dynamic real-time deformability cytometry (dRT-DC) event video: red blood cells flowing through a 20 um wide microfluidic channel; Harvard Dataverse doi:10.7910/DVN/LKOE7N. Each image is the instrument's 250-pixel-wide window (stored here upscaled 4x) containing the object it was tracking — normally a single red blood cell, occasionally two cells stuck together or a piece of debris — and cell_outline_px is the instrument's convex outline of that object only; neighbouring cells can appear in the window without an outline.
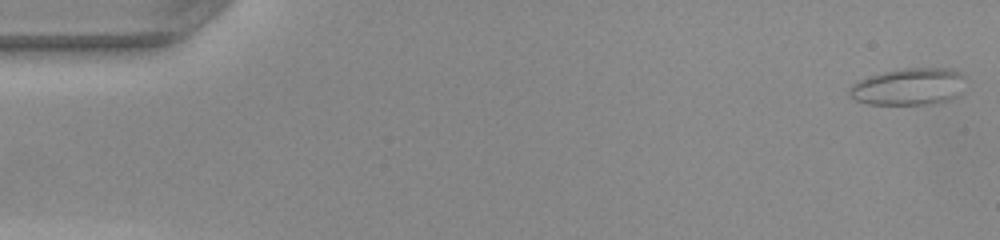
{"species": "common noctule bat (a hibernating species)", "species_latin": "Nyctalus noctula", "temperature_condition": "warm", "stored_images_in_passage": 49, "camera_frame_rate_fps": 3000, "um_per_image_px": 0.085, "animal": {"sex": "female", "body_mass_g": 22.0, "forearm_length_mm": 56.7}, "frame": {"image": 1, "passage_image": 1, "time_ms": 0.0, "image_size_px": [1000, 240], "cell_outline_px": [[964, 76], [960, 92], [956, 96], [948, 100], [936, 104], [868, 104], [856, 100], [848, 96], [848, 88], [852, 84], [868, 76], [896, 68], [948, 68], [960, 72]], "centroid_in_image_um": [77.2, 7.36], "position_along_channel_um": 7.8, "area_um2": 25.2}}
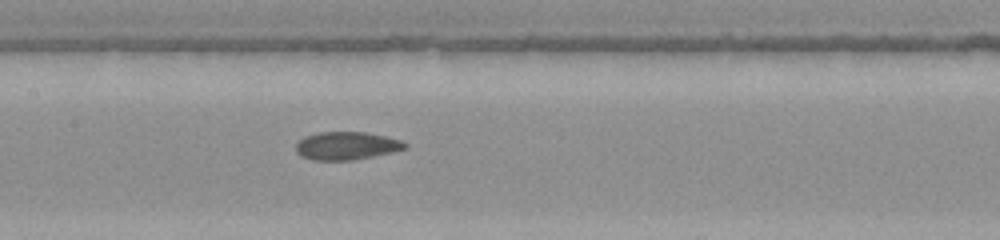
{"frame": {"image": 2, "passage_image": 24, "time_ms": 7.667, "image_size_px": [1000, 240], "cell_outline_px": [[408, 148], [392, 152], [352, 160], [312, 160], [300, 156], [296, 152], [296, 144], [304, 136], [320, 132], [364, 132], [384, 136], [400, 140], [408, 144]], "centroid_in_image_um": [29.44, 12.39], "position_along_channel_um": 178.0, "area_um2": 17.74}}
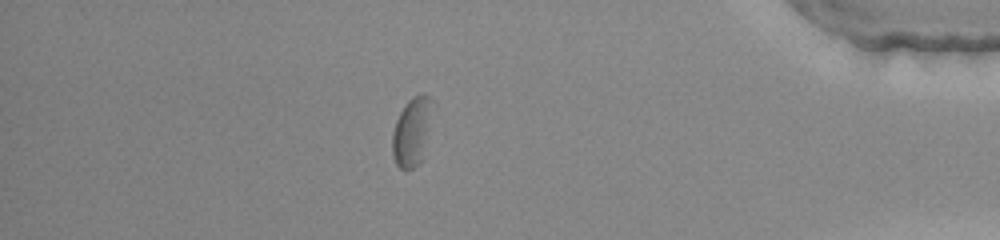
{"frame": {"image": 3, "passage_image": 43, "time_ms": 14.0, "image_size_px": [1000, 240], "cell_outline_px": [[436, 104], [424, 160], [420, 164], [412, 168], [400, 168], [396, 164], [392, 156], [392, 132], [396, 120], [404, 104], [412, 96], [424, 92], [432, 96]], "centroid_in_image_um": [35.1, 11.12], "position_along_channel_um": 400.1, "area_um2": 17.34}, "authors_computed_cell_mechanics": {"area_um2": 18.3804, "velocity_mm_per_s": 4.1059, "shape_relaxation_time_tau1_ms": null, "shape_relaxation_time_tau2_ms": 2.0932, "deformation_change_tau1": null, "deformation_change_tau2": 0.0863}}